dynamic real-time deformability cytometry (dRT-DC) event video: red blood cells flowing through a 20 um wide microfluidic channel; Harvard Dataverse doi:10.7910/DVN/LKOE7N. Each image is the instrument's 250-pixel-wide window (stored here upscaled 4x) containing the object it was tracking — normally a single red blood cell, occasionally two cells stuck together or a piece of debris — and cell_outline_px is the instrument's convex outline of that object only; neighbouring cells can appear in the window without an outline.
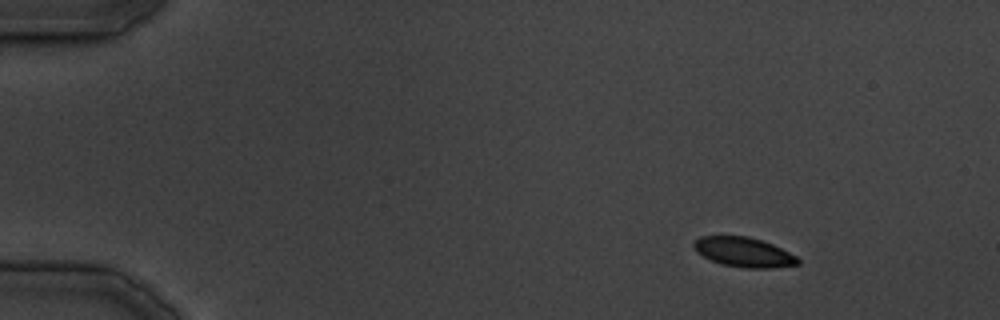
{"species": "common noctule bat (a hibernating species)", "species_latin": "Nyctalus noctula", "temperature_condition": "cold", "stored_images_in_passage": 37, "camera_frame_rate_fps": 3000, "um_per_image_px": 0.085, "animal": {"sex": "male", "body_mass_g": 19.5, "forearm_length_mm": 54.6}, "frame": {"image": 1, "passage_image": 1, "time_ms": 0.0, "image_size_px": [1000, 320], "cell_outline_px": [[800, 264], [772, 268], [744, 268], [720, 264], [696, 252], [692, 244], [700, 236], [748, 236], [772, 244], [796, 256], [800, 260]], "centroid_in_image_um": [63.21, 21.44], "position_along_channel_um": 21.8, "area_um2": 17.92}}
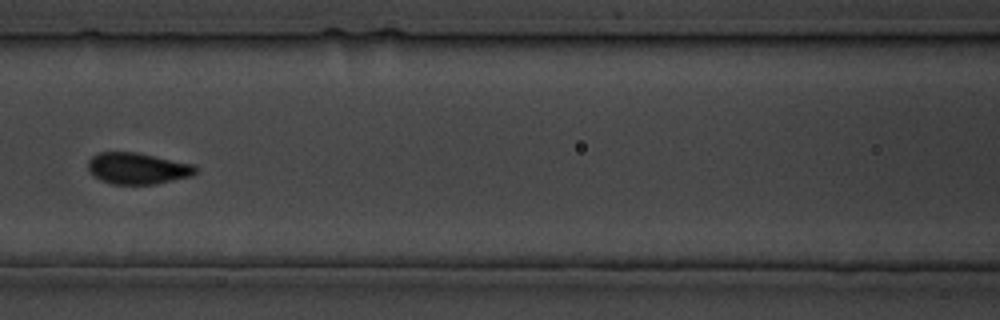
{"frame": {"image": 2, "passage_image": 15, "time_ms": 16.0, "image_size_px": [1000, 320], "cell_outline_px": [[196, 172], [192, 176], [152, 184], [112, 184], [100, 180], [92, 176], [88, 168], [88, 160], [92, 156], [100, 152], [136, 152], [196, 164]], "centroid_in_image_um": [11.68, 14.31], "position_along_channel_um": 154.9, "area_um2": 19.77}}
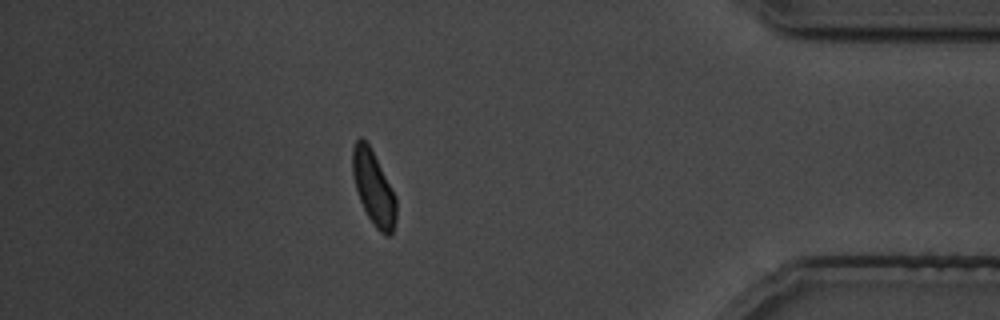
{"frame": {"image": 3, "passage_image": 32, "time_ms": 35.667, "image_size_px": [1000, 320], "cell_outline_px": [[396, 220], [392, 232], [388, 236], [384, 236], [376, 228], [368, 216], [360, 200], [352, 176], [352, 148], [356, 140], [360, 136], [372, 148], [396, 196]], "centroid_in_image_um": [31.75, 15.95], "position_along_channel_um": 403.4, "area_um2": 18.96}}